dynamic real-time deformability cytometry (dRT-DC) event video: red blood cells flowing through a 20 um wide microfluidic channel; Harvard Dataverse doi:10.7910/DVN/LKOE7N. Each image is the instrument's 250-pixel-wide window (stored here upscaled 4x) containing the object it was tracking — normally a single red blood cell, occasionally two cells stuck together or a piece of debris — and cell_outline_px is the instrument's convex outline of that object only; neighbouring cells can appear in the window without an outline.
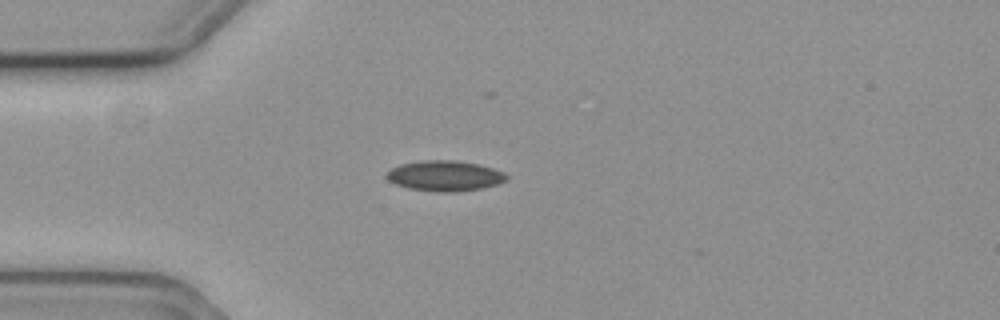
{"species": "common noctule bat (a hibernating species)", "species_latin": "Nyctalus noctula", "temperature_condition": "cold", "stored_images_in_passage": 6, "camera_frame_rate_fps": 3000, "um_per_image_px": 0.085, "animal": {"sex": "female", "body_mass_g": 19.3, "forearm_length_mm": 54.1}, "frame": {"image": 1, "passage_image": 4, "time_ms": 1.0, "image_size_px": [1000, 320], "cell_outline_px": [[508, 180], [484, 188], [456, 192], [436, 192], [408, 188], [396, 184], [388, 180], [384, 176], [392, 168], [400, 164], [424, 160], [456, 160], [476, 164], [492, 168], [504, 172], [508, 176]], "centroid_in_image_um": [37.81, 14.95], "position_along_channel_um": 47.2, "area_um2": 21.33}}
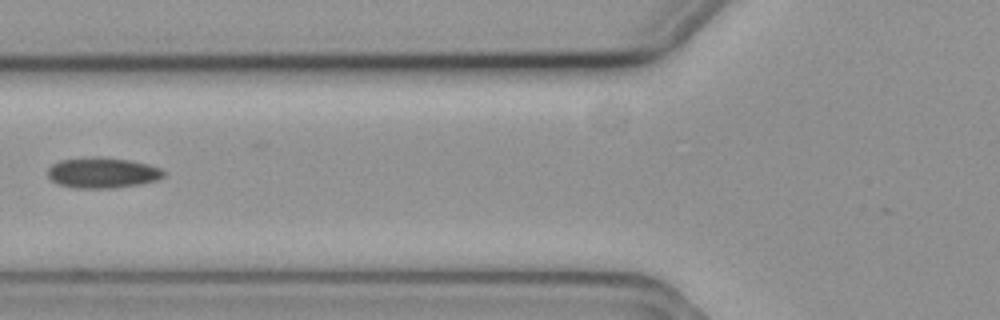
{"frame": {"image": 2, "passage_image": 6, "time_ms": 1.667, "image_size_px": [1000, 320], "cell_outline_px": [[164, 176], [156, 180], [140, 184], [112, 188], [76, 188], [60, 184], [52, 180], [48, 176], [48, 168], [52, 164], [60, 160], [92, 156], [100, 156], [132, 160], [148, 164], [160, 168], [164, 172]], "centroid_in_image_um": [8.71, 14.67], "position_along_channel_um": 117.1, "area_um2": 20.75}}